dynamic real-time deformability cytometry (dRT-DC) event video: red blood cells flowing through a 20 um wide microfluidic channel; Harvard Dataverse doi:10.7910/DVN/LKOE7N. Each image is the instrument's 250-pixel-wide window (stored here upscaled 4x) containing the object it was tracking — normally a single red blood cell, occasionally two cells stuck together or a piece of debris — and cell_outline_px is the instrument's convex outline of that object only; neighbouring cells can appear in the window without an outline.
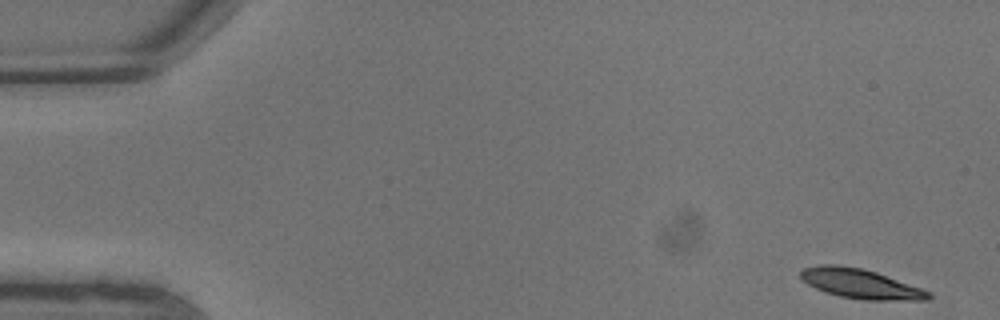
{"species": "common noctule bat (a hibernating species)", "species_latin": "Nyctalus noctula", "temperature_condition": "warm", "stored_images_in_passage": 6, "camera_frame_rate_fps": 3000, "um_per_image_px": 0.085, "animal": {"sex": "male", "body_mass_g": 13.3}, "frame": {"image": 1, "passage_image": 1, "time_ms": 0.0, "image_size_px": [1000, 320], "cell_outline_px": [[932, 296], [928, 300], [864, 300], [840, 296], [824, 292], [808, 284], [800, 276], [800, 272], [804, 268], [820, 264], [840, 264], [860, 268], [876, 272], [932, 292]], "centroid_in_image_um": [73.15, 24.12], "position_along_channel_um": 11.9, "area_um2": 22.02}}
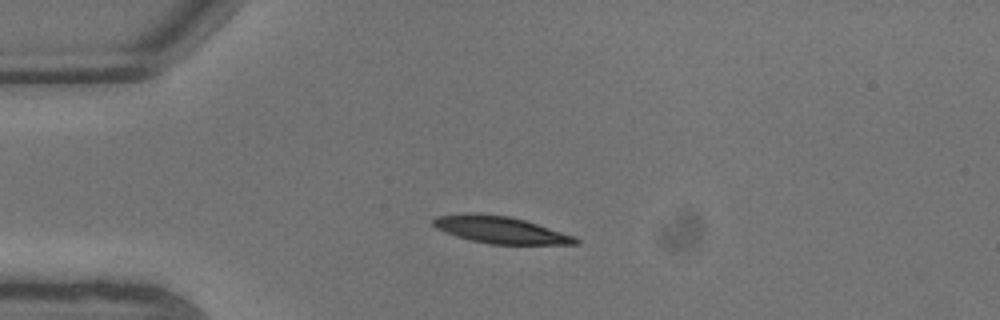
{"frame": {"image": 2, "passage_image": 5, "time_ms": 1.333, "image_size_px": [1000, 320], "cell_outline_px": [[580, 244], [488, 244], [456, 236], [436, 228], [432, 224], [432, 220], [436, 216], [472, 212], [476, 212], [508, 216], [524, 220], [576, 236], [580, 240]], "centroid_in_image_um": [42.53, 19.53], "position_along_channel_um": 42.5, "area_um2": 22.43}}